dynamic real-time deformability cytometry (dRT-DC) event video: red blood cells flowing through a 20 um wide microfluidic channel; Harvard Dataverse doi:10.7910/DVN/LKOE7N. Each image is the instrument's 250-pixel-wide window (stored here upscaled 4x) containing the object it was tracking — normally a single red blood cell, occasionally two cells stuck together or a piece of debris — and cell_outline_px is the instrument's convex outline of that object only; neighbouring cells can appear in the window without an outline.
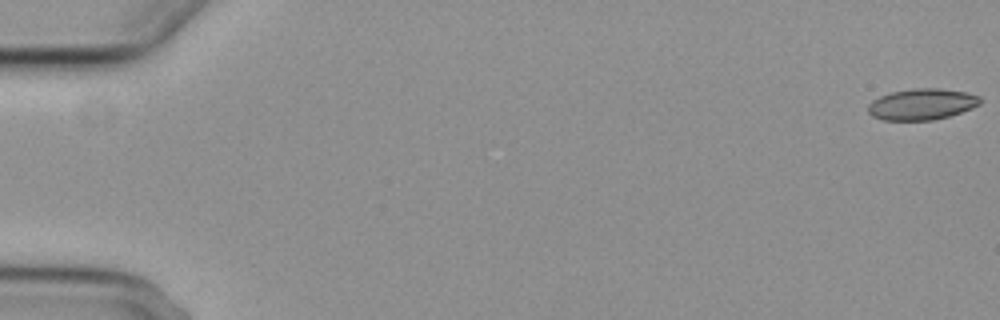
{"species": "common noctule bat (a hibernating species)", "species_latin": "Nyctalus noctula", "temperature_condition": "cold", "stored_images_in_passage": 6, "camera_frame_rate_fps": 3000, "um_per_image_px": 0.085, "animal": {"sex": "female", "body_mass_g": 29.2, "forearm_length_mm": 56.3}, "frame": {"image": 1, "passage_image": 1, "time_ms": 0.0, "image_size_px": [1000, 320], "cell_outline_px": [[980, 104], [972, 108], [948, 116], [932, 120], [884, 120], [872, 116], [868, 112], [868, 104], [872, 100], [880, 96], [892, 92], [916, 88], [940, 88], [968, 92], [980, 96]], "centroid_in_image_um": [78.36, 8.85], "position_along_channel_um": 6.6, "area_um2": 20.35}}
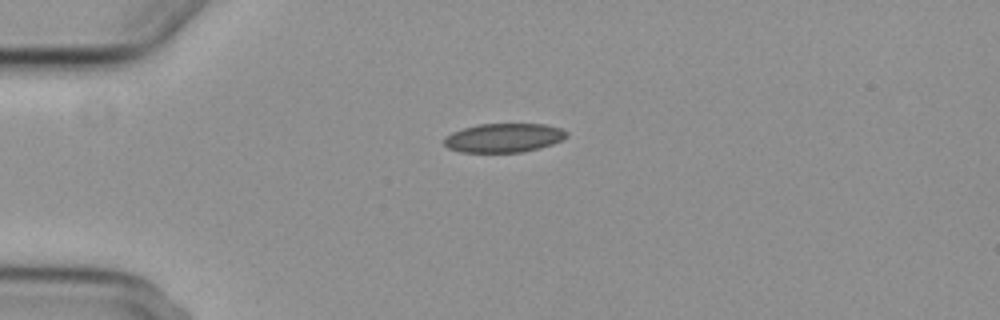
{"frame": {"image": 2, "passage_image": 5, "time_ms": 4.667, "image_size_px": [1000, 320], "cell_outline_px": [[568, 136], [552, 144], [540, 148], [520, 152], [460, 152], [448, 148], [444, 144], [444, 140], [452, 132], [476, 124], [544, 124], [560, 128], [568, 132]], "centroid_in_image_um": [42.83, 11.71], "position_along_channel_um": 42.2, "area_um2": 20.58}}